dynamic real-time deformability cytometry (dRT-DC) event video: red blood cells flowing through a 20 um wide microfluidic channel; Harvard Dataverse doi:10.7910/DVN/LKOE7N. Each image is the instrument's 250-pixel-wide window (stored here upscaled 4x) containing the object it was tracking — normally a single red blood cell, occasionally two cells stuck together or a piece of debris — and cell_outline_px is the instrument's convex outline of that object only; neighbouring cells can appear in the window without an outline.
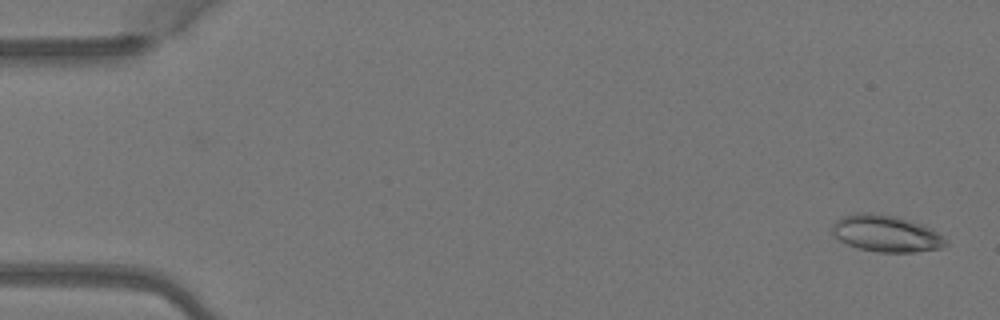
{"species": "Egyptian fruit bat (a non-hibernating species)", "species_latin": "Rousettus aegyptiacus", "temperature_condition": "warm", "stored_images_in_passage": 7, "camera_frame_rate_fps": 3000, "um_per_image_px": 0.085, "animal": {"sex": "female"}, "frame": {"image": 1, "passage_image": 1, "time_ms": 0.0, "image_size_px": [1000, 320], "cell_outline_px": [[948, 244], [940, 248], [916, 252], [876, 252], [860, 248], [848, 244], [840, 240], [832, 232], [832, 224], [840, 216], [856, 212], [872, 212], [896, 216], [932, 228], [948, 240]], "centroid_in_image_um": [75.31, 19.83], "position_along_channel_um": 9.7, "area_um2": 24.39}}
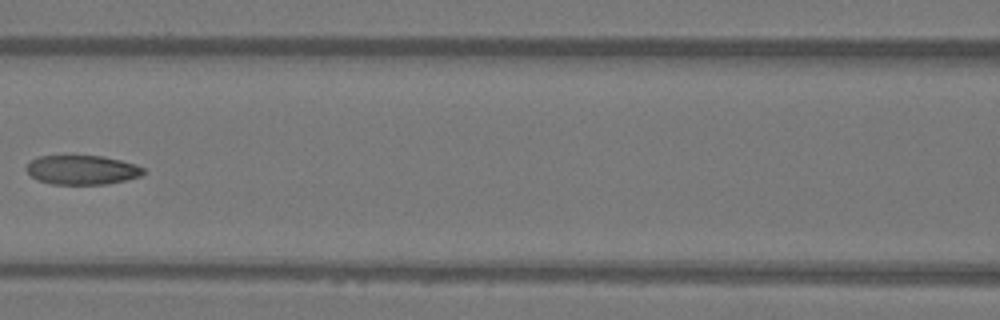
{"frame": {"image": 2, "passage_image": 6, "time_ms": 1.667, "image_size_px": [1000, 320], "cell_outline_px": [[144, 172], [140, 176], [124, 180], [104, 184], [52, 184], [36, 180], [24, 168], [32, 160], [40, 156], [104, 156], [136, 164], [144, 168]], "centroid_in_image_um": [6.96, 14.44], "position_along_channel_um": 159.6, "area_um2": 19.83}}
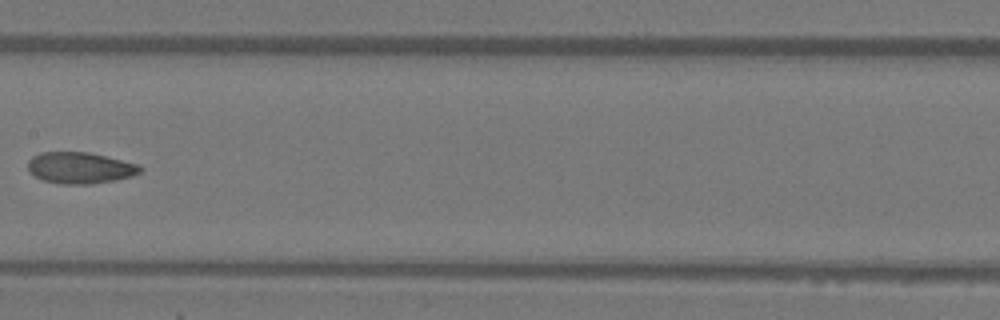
{"frame": {"image": 3, "passage_image": 7, "time_ms": 2.0, "image_size_px": [1000, 320], "cell_outline_px": [[144, 168], [140, 172], [132, 176], [116, 180], [92, 184], [60, 184], [44, 180], [28, 172], [28, 160], [32, 156], [40, 152], [88, 152], [140, 164]], "centroid_in_image_um": [6.82, 14.27], "position_along_channel_um": 200.6, "area_um2": 20.69}}